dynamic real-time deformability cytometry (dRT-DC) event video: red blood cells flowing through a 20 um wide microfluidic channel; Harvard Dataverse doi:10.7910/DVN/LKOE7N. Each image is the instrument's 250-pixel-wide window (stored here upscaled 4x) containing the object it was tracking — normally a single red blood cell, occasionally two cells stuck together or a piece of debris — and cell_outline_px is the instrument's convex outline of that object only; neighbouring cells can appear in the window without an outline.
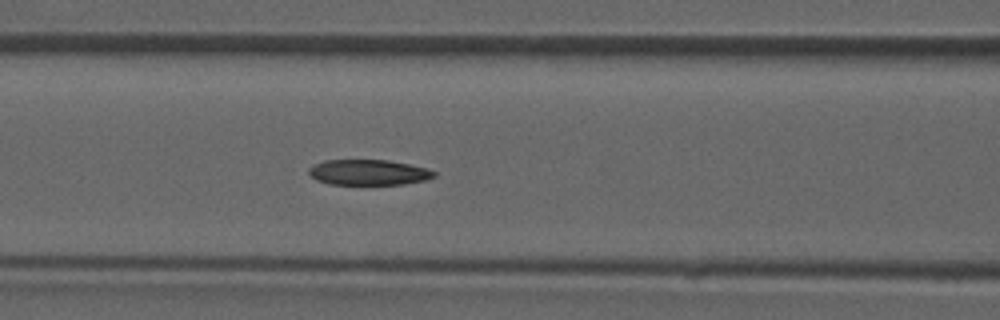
{"species": "common noctule bat (a hibernating species)", "species_latin": "Nyctalus noctula", "temperature_condition": "room temperature", "stored_images_in_passage": 48, "camera_frame_rate_fps": 3000, "um_per_image_px": 0.085, "animal": {"sex": "male", "forearm_length_mm": 52.5}, "frame": {"image": 1, "passage_image": 21, "time_ms": 6.667, "image_size_px": [1000, 320], "cell_outline_px": [[436, 176], [424, 180], [404, 184], [328, 184], [316, 180], [308, 172], [308, 168], [324, 160], [388, 160], [428, 168], [436, 172]], "centroid_in_image_um": [31.33, 14.65], "position_along_channel_um": 135.3, "area_um2": 18.55}}